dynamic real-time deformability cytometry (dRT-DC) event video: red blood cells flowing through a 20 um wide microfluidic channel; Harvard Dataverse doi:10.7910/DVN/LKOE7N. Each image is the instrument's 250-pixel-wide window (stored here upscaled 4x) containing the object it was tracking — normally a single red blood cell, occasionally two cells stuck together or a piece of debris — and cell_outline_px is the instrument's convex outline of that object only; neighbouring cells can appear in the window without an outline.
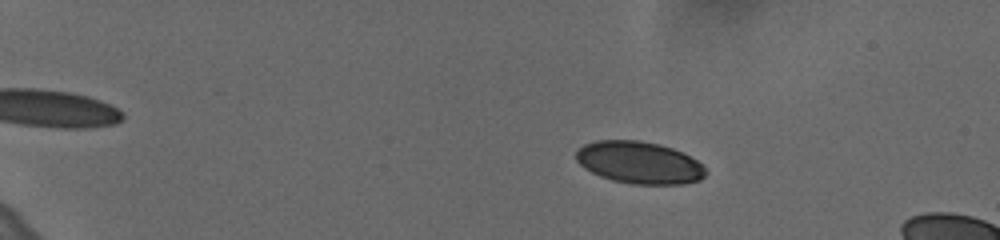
{"species": "human", "species_latin": "Homo sapiens", "temperature_condition": "cold", "stored_images_in_passage": 21, "camera_frame_rate_fps": 3000, "um_per_image_px": 0.085, "donor": {"sex": "female"}, "frame": {"image": 1, "passage_image": 5, "time_ms": 1.333, "image_size_px": [1000, 240], "cell_outline_px": [[708, 172], [700, 180], [684, 184], [632, 184], [612, 180], [600, 176], [584, 168], [576, 160], [576, 148], [584, 144], [596, 140], [640, 140], [660, 144], [672, 148], [704, 164]], "centroid_in_image_um": [54.33, 13.82], "position_along_channel_um": 30.7, "area_um2": 32.08}}
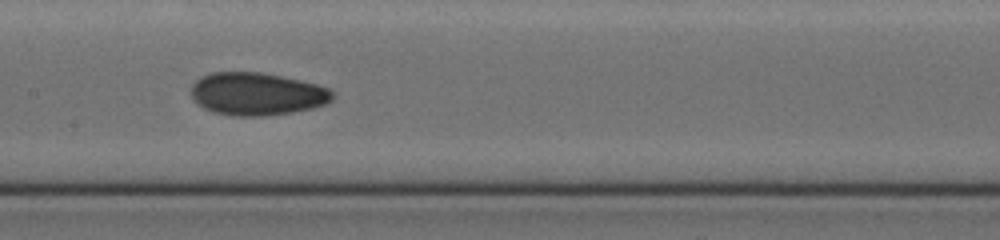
{"frame": {"image": 2, "passage_image": 15, "time_ms": 4.667, "image_size_px": [1000, 240], "cell_outline_px": [[336, 92], [332, 100], [324, 104], [312, 108], [292, 112], [264, 116], [232, 116], [212, 112], [196, 104], [192, 100], [192, 84], [200, 76], [212, 72], [260, 72], [300, 80], [316, 84], [328, 88]], "centroid_in_image_um": [21.82, 7.99], "position_along_channel_um": 185.6, "area_um2": 35.43}}
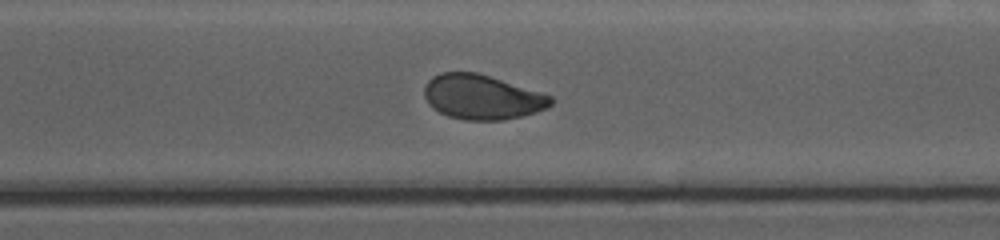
{"frame": {"image": 3, "passage_image": 21, "time_ms": 6.667, "image_size_px": [1000, 240], "cell_outline_px": [[552, 104], [536, 112], [504, 120], [464, 120], [448, 116], [432, 108], [428, 104], [424, 96], [424, 88], [428, 80], [432, 76], [440, 72], [476, 72], [540, 92], [552, 96]], "centroid_in_image_um": [40.92, 8.25], "position_along_channel_um": 329.7, "area_um2": 32.77}}